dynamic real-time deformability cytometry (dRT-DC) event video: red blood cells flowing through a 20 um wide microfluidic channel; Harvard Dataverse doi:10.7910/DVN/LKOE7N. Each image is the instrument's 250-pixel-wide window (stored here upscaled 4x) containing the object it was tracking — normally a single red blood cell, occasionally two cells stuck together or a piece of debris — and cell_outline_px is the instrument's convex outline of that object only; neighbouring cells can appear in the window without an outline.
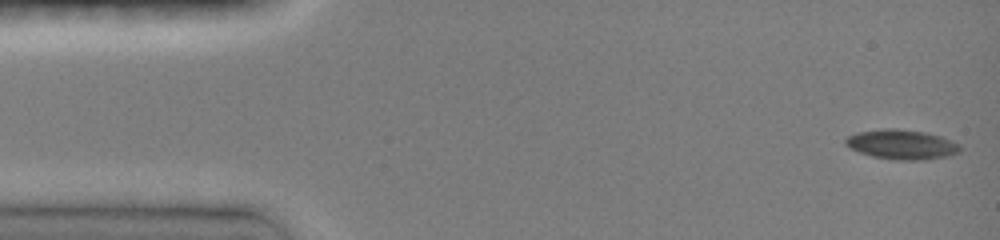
{"species": "common noctule bat (a hibernating species)", "species_latin": "Nyctalus noctula", "temperature_condition": "room temperature", "stored_images_in_passage": 2, "camera_frame_rate_fps": 3000, "um_per_image_px": 0.085, "animal": {"sex": "female", "body_mass_g": 19.0, "forearm_length_mm": 51.5}, "frame": {"image": 1, "passage_image": 1, "time_ms": 0.0, "image_size_px": [1000, 240], "cell_outline_px": [[960, 152], [948, 156], [924, 160], [896, 160], [872, 156], [860, 152], [844, 144], [844, 140], [848, 136], [856, 132], [884, 128], [896, 128], [924, 132], [940, 136], [960, 144]], "centroid_in_image_um": [76.64, 12.28], "position_along_channel_um": 8.4, "area_um2": 19.83}}